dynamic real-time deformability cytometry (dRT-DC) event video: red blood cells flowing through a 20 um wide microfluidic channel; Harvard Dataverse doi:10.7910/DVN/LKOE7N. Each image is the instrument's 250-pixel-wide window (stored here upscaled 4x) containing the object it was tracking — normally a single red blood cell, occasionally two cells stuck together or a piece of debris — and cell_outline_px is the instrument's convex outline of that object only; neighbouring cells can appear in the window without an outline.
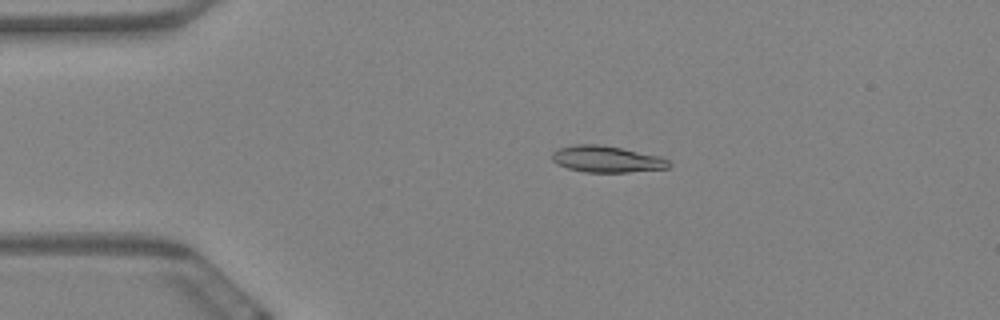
{"species": "Egyptian fruit bat (a non-hibernating species)", "species_latin": "Rousettus aegyptiacus", "temperature_condition": "warm", "stored_images_in_passage": 51, "camera_frame_rate_fps": 3000, "um_per_image_px": 0.085, "animal": {"sex": "female"}, "frame": {"image": 1, "passage_image": 4, "time_ms": 1.0, "image_size_px": [1000, 320], "cell_outline_px": [[672, 164], [668, 168], [628, 172], [584, 172], [568, 168], [556, 164], [552, 160], [552, 152], [560, 148], [576, 144], [596, 144], [620, 148], [660, 156], [668, 160]], "centroid_in_image_um": [51.56, 13.53], "position_along_channel_um": 33.4, "area_um2": 17.92}}
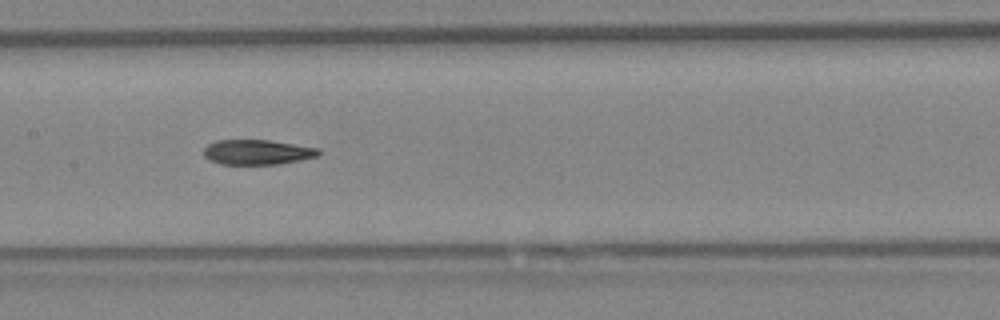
{"frame": {"image": 2, "passage_image": 21, "time_ms": 6.667, "image_size_px": [1000, 320], "cell_outline_px": [[320, 156], [300, 160], [276, 164], [220, 164], [208, 160], [204, 156], [204, 148], [208, 144], [216, 140], [268, 140], [320, 148]], "centroid_in_image_um": [21.86, 12.93], "position_along_channel_um": 185.5, "area_um2": 16.76}}
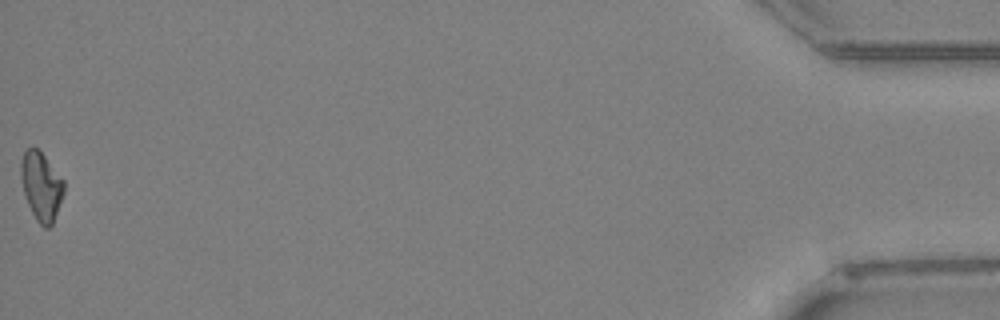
{"frame": {"image": 3, "passage_image": 51, "time_ms": 16.667, "image_size_px": [1000, 320], "cell_outline_px": [[64, 192], [52, 224], [48, 228], [44, 228], [36, 220], [28, 204], [24, 192], [20, 176], [20, 160], [24, 152], [28, 148], [36, 148], [44, 156], [64, 180]], "centroid_in_image_um": [3.49, 15.83], "position_along_channel_um": 431.7, "area_um2": 16.94}, "authors_computed_cell_mechanics": {"area_um2": 17.3978, "velocity_mm_per_s": 3.4676, "shape_relaxation_time_tau1_ms": 10.4251, "shape_relaxation_time_tau2_ms": 4.3279, "deformation_change_tau1": 0.2286, "deformation_change_tau2": 0.0951}}